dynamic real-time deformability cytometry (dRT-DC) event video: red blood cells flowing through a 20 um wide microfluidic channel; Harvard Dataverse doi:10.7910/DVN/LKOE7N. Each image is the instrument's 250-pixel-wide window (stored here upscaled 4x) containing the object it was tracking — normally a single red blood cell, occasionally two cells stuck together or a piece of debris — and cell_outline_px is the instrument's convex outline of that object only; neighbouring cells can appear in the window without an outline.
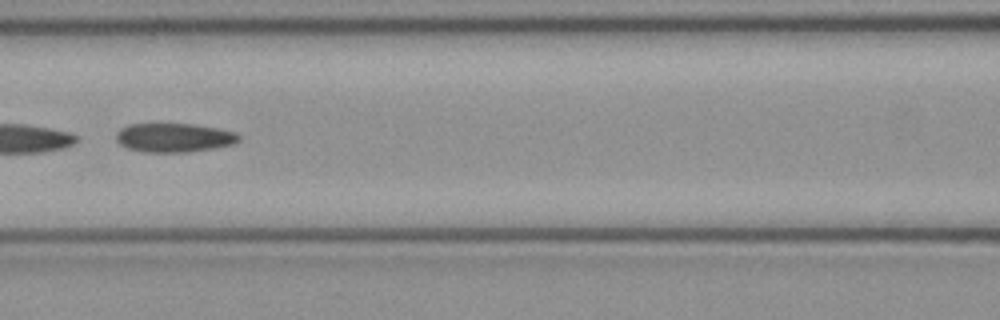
{"species": "common noctule bat (a hibernating species)", "species_latin": "Nyctalus noctula", "temperature_condition": "cold", "stored_images_in_passage": 7, "segment_of_instrument_passage": [1, 2], "camera_frame_rate_fps": 3000, "um_per_image_px": 0.085, "animal": {"sex": "female", "body_mass_g": 21.9}, "frame": {"image": 1, "passage_image": 6, "time_ms": 1.667, "image_size_px": [1000, 320], "cell_outline_px": [[240, 140], [236, 144], [216, 148], [188, 152], [144, 152], [128, 148], [120, 144], [116, 140], [116, 132], [120, 128], [128, 124], [192, 124], [216, 128], [236, 132], [240, 136]], "centroid_in_image_um": [14.81, 11.7], "position_along_channel_um": 151.8, "area_um2": 20.87}}